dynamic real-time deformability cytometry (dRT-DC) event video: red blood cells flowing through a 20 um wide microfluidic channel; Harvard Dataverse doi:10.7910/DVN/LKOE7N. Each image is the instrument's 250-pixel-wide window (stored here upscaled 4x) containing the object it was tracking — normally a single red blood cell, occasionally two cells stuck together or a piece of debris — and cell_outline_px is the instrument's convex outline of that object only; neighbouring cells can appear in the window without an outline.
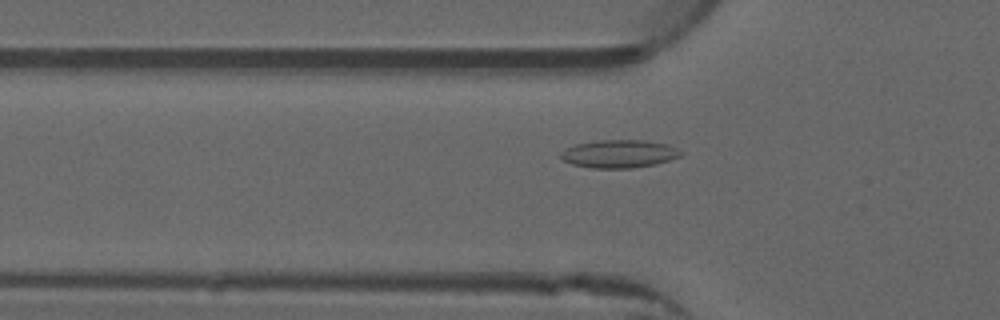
{"species": "common noctule bat (a hibernating species)", "species_latin": "Nyctalus noctula", "temperature_condition": "warm", "stored_images_in_passage": 40, "camera_frame_rate_fps": 3000, "um_per_image_px": 0.085, "animal": {"sex": "male", "forearm_length_mm": 52.5}, "frame": {"image": 1, "passage_image": 5, "time_ms": 1.333, "image_size_px": [1000, 320], "cell_outline_px": [[684, 152], [680, 156], [656, 164], [632, 168], [592, 168], [572, 164], [564, 160], [560, 156], [560, 152], [576, 144], [600, 140], [644, 140], [668, 144]], "centroid_in_image_um": [52.65, 13.07], "position_along_channel_um": 73.2, "area_um2": 19.48}}
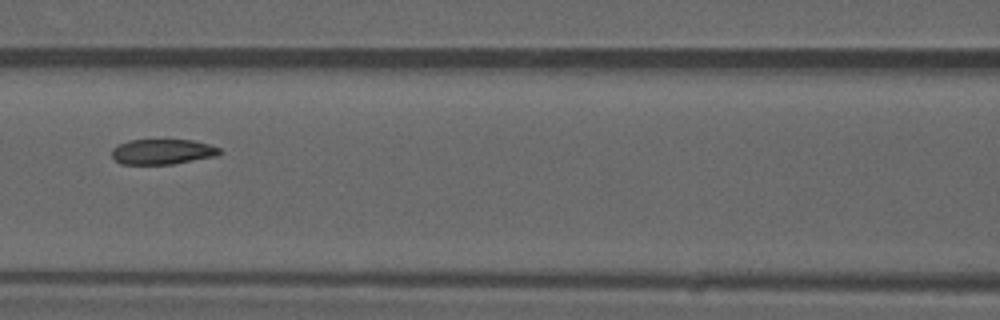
{"frame": {"image": 2, "passage_image": 11, "time_ms": 3.333, "image_size_px": [1000, 320], "cell_outline_px": [[224, 152], [216, 156], [172, 164], [120, 164], [112, 156], [112, 148], [128, 140], [192, 140], [208, 144], [220, 148]], "centroid_in_image_um": [13.83, 12.9], "position_along_channel_um": 152.8, "area_um2": 15.84}}
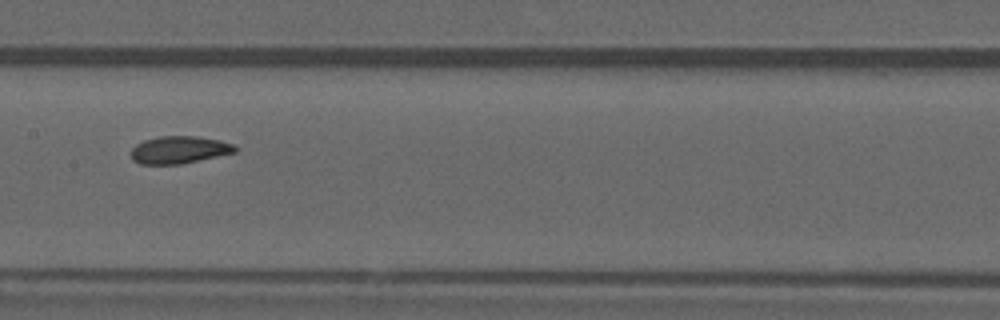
{"frame": {"image": 3, "passage_image": 14, "time_ms": 4.333, "image_size_px": [1000, 320], "cell_outline_px": [[236, 152], [180, 164], [140, 164], [132, 160], [132, 148], [136, 144], [144, 140], [160, 136], [196, 136], [220, 140], [232, 144], [236, 148]], "centroid_in_image_um": [15.21, 12.73], "position_along_channel_um": 192.2, "area_um2": 16.47}}